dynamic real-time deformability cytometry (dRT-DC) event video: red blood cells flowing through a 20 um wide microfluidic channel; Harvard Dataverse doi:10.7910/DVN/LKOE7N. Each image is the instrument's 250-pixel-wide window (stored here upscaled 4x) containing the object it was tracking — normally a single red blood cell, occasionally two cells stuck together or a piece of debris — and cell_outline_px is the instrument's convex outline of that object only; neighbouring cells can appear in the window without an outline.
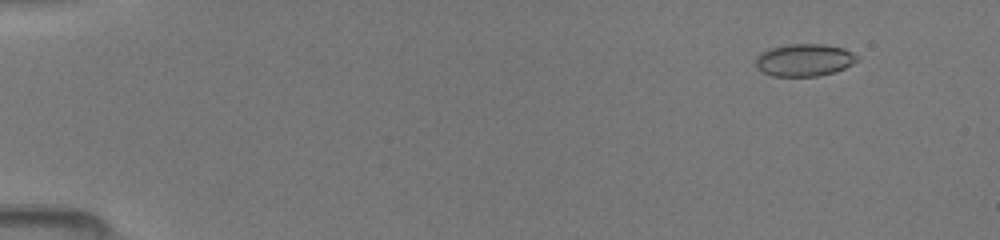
{"species": "common noctule bat (a hibernating species)", "species_latin": "Nyctalus noctula", "temperature_condition": "room temperature", "stored_images_in_passage": 9, "camera_frame_rate_fps": 3000, "um_per_image_px": 0.085, "animal": {"sex": "female", "body_mass_g": 19.5, "forearm_length_mm": 54.1}, "frame": {"image": 1, "passage_image": 3, "time_ms": 1.333, "image_size_px": [1000, 240], "cell_outline_px": [[860, 60], [844, 68], [820, 76], [772, 76], [756, 68], [756, 56], [760, 52], [768, 48], [788, 44], [824, 44], [844, 48], [852, 52]], "centroid_in_image_um": [68.34, 5.09], "position_along_channel_um": 16.7, "area_um2": 19.25}}
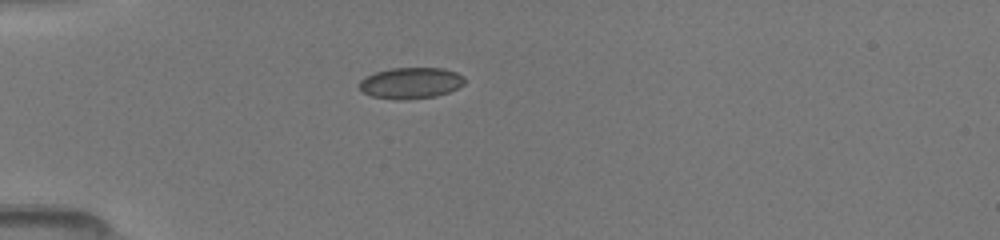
{"frame": {"image": 2, "passage_image": 7, "time_ms": 4.667, "image_size_px": [1000, 240], "cell_outline_px": [[464, 84], [448, 92], [436, 96], [408, 100], [396, 100], [372, 96], [364, 92], [360, 88], [360, 80], [364, 76], [376, 72], [392, 68], [444, 68], [456, 72], [464, 76]], "centroid_in_image_um": [34.92, 7.06], "position_along_channel_um": 50.1, "area_um2": 19.19}}
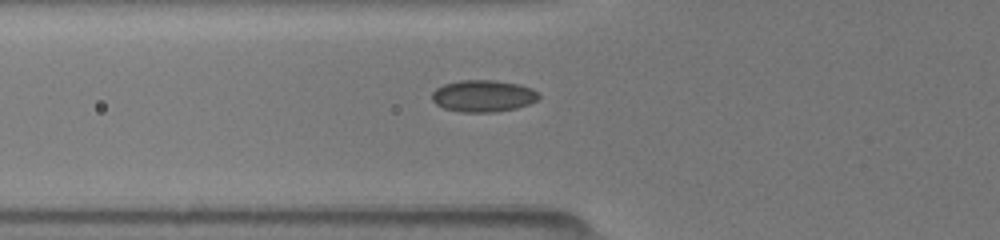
{"frame": {"image": 3, "passage_image": 9, "time_ms": 6.0, "image_size_px": [1000, 240], "cell_outline_px": [[540, 96], [536, 100], [528, 104], [516, 108], [496, 112], [460, 112], [444, 108], [436, 104], [432, 100], [432, 92], [436, 88], [444, 84], [460, 80], [496, 80], [520, 84], [532, 88], [540, 92]], "centroid_in_image_um": [41.08, 8.15], "position_along_channel_um": 84.7, "area_um2": 20.0}}